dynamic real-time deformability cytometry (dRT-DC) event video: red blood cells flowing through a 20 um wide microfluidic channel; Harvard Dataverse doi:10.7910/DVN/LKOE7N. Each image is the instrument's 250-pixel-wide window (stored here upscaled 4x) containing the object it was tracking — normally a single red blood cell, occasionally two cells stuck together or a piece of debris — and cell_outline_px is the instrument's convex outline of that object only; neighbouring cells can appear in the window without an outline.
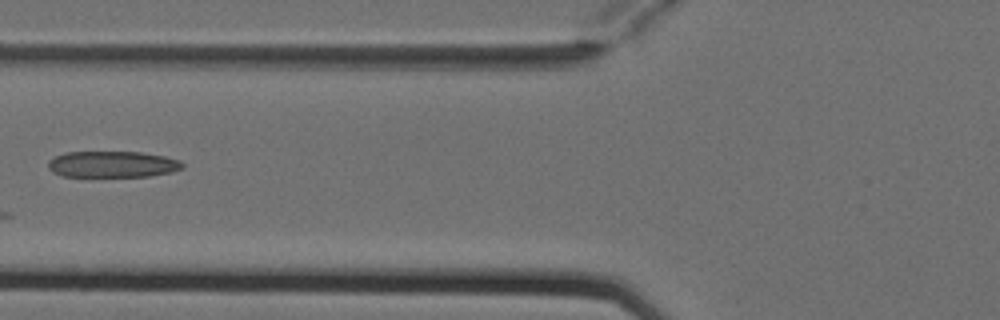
{"species": "Egyptian fruit bat (a non-hibernating species)", "species_latin": "Rousettus aegyptiacus", "temperature_condition": "cold", "stored_images_in_passage": 5, "camera_frame_rate_fps": 3000, "um_per_image_px": 0.085, "animal": {"sex": "female"}, "frame": {"image": 1, "passage_image": 5, "time_ms": 1.333, "image_size_px": [1000, 320], "cell_outline_px": [[184, 168], [172, 172], [148, 176], [64, 176], [52, 172], [48, 168], [48, 160], [64, 152], [140, 152], [164, 156], [180, 160], [184, 164]], "centroid_in_image_um": [9.57, 13.96], "position_along_channel_um": 116.2, "area_um2": 20.58}}